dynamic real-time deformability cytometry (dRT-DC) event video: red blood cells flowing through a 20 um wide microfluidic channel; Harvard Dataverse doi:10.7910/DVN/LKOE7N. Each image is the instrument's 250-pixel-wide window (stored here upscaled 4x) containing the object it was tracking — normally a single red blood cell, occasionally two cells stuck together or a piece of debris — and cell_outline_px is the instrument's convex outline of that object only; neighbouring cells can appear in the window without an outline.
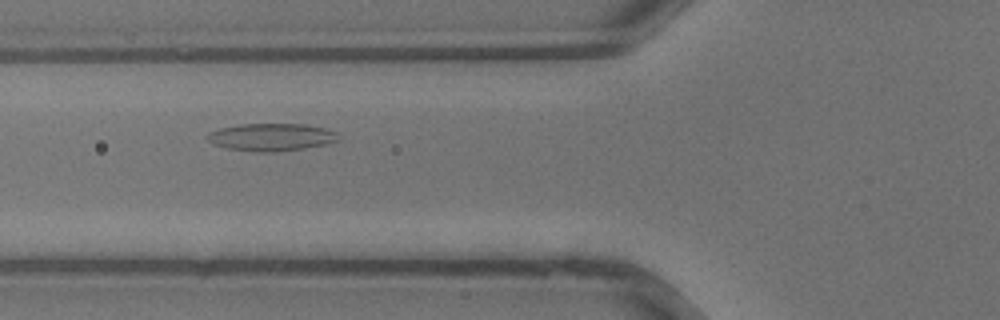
{"species": "common noctule bat (a hibernating species)", "species_latin": "Nyctalus noctula", "temperature_condition": "warm", "stored_images_in_passage": 27, "camera_frame_rate_fps": 3000, "um_per_image_px": 0.085, "animal": {"sex": "male", "body_mass_g": 13.3}, "frame": {"image": 1, "passage_image": 3, "time_ms": 0.667, "image_size_px": [1000, 320], "cell_outline_px": [[340, 140], [324, 144], [304, 148], [276, 152], [256, 152], [228, 148], [216, 144], [208, 140], [208, 132], [220, 128], [240, 124], [308, 124], [324, 128], [336, 132]], "centroid_in_image_um": [23.09, 11.65], "position_along_channel_um": 102.7, "area_um2": 20.87}}
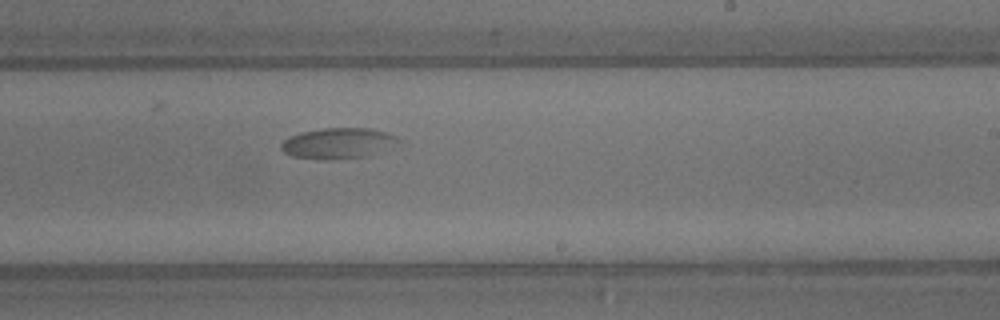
{"frame": {"image": 2, "passage_image": 12, "time_ms": 3.667, "image_size_px": [1000, 320], "cell_outline_px": [[400, 140], [364, 156], [328, 160], [324, 160], [292, 156], [284, 152], [280, 148], [280, 144], [284, 140], [300, 132], [324, 128], [368, 128], [384, 132], [396, 136]], "centroid_in_image_um": [28.61, 12.17], "position_along_channel_um": 260.4, "area_um2": 20.29}}
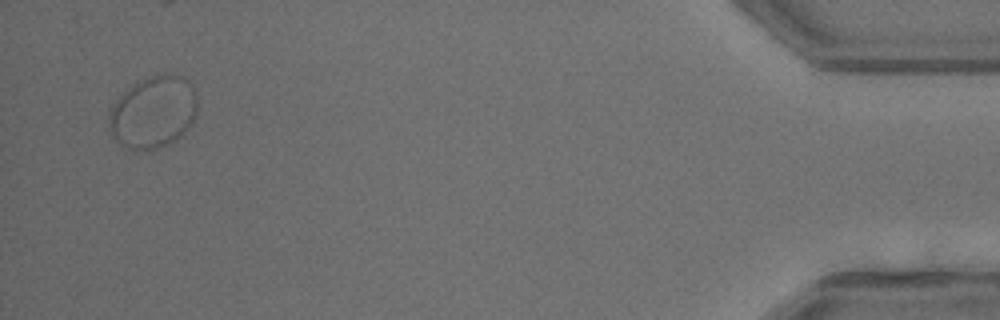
{"frame": {"image": 3, "passage_image": 26, "time_ms": 8.333, "image_size_px": [1000, 320], "cell_outline_px": [[196, 116], [184, 132], [176, 140], [156, 148], [128, 148], [120, 144], [112, 136], [108, 128], [108, 116], [112, 104], [136, 80], [168, 72], [184, 76], [192, 84], [196, 92]], "centroid_in_image_um": [13.02, 9.48], "position_along_channel_um": 422.2, "area_um2": 37.28}}